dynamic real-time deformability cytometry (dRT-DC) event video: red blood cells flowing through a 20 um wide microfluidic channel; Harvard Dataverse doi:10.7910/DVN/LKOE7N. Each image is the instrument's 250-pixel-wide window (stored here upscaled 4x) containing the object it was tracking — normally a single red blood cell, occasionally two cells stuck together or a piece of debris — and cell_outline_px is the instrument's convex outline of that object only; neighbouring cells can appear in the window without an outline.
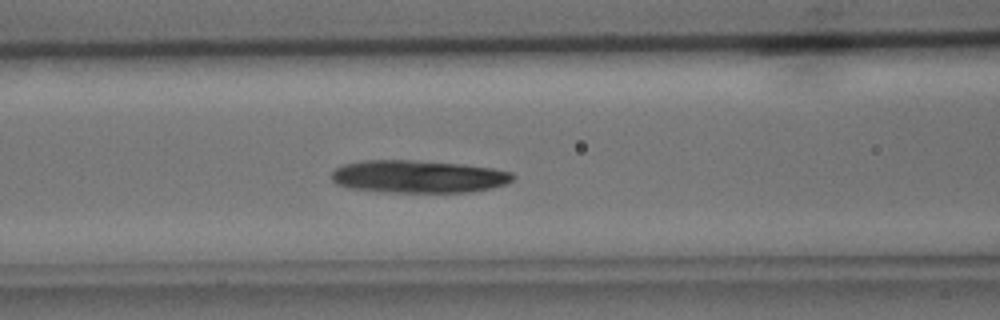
{"species": "common noctule bat (a hibernating species)", "species_latin": "Nyctalus noctula", "temperature_condition": "cold", "stored_images_in_passage": 33, "camera_frame_rate_fps": 3000, "um_per_image_px": 0.085, "animal": {"sex": "male", "body_mass_g": 15.6}, "frame": {"image": 1, "passage_image": 5, "time_ms": 1.333, "image_size_px": [1000, 320], "cell_outline_px": [[516, 176], [508, 184], [492, 188], [468, 192], [384, 192], [348, 188], [336, 184], [332, 180], [332, 172], [336, 168], [344, 164], [360, 160], [412, 160], [464, 164], [492, 168], [512, 172]], "centroid_in_image_um": [35.56, 15.01], "position_along_channel_um": 131.0, "area_um2": 34.8}}
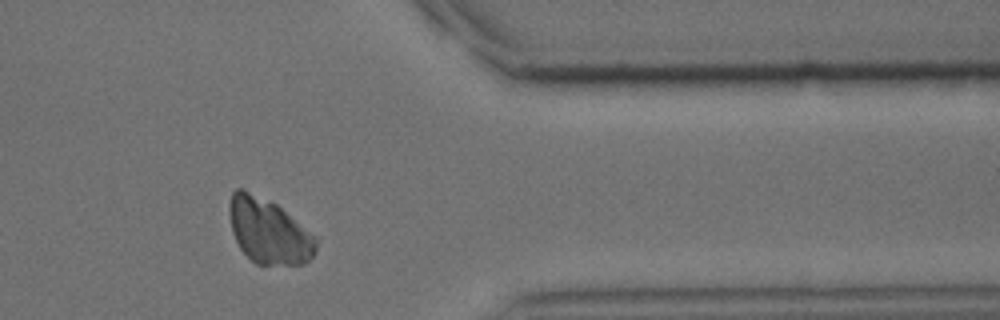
{"frame": {"image": 2, "passage_image": 25, "time_ms": 8.0, "image_size_px": [1000, 320], "cell_outline_px": [[316, 252], [304, 264], [256, 264], [240, 248], [232, 232], [228, 212], [228, 204], [232, 192], [236, 188], [244, 188], [276, 204], [312, 236], [316, 240]], "centroid_in_image_um": [22.76, 19.63], "position_along_channel_um": 388.6, "area_um2": 32.31}}
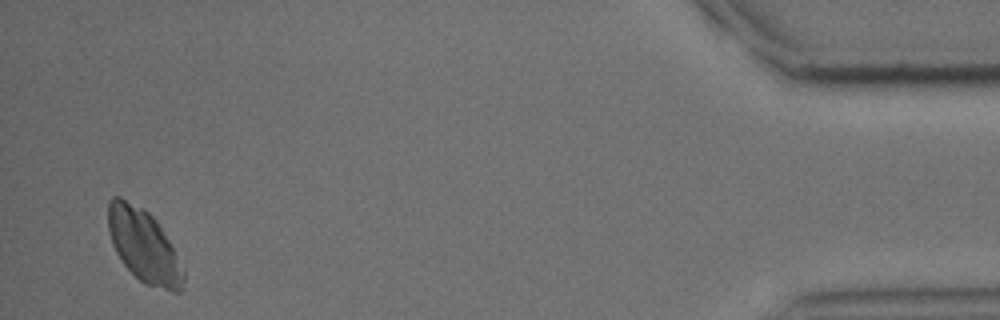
{"frame": {"image": 3, "passage_image": 32, "time_ms": 10.333, "image_size_px": [1000, 320], "cell_outline_px": [[184, 288], [180, 292], [172, 292], [144, 284], [124, 264], [116, 252], [112, 244], [108, 232], [108, 200], [112, 196], [120, 196], [144, 208], [160, 224], [184, 268]], "centroid_in_image_um": [12.23, 20.89], "position_along_channel_um": 423.0, "area_um2": 32.37}}